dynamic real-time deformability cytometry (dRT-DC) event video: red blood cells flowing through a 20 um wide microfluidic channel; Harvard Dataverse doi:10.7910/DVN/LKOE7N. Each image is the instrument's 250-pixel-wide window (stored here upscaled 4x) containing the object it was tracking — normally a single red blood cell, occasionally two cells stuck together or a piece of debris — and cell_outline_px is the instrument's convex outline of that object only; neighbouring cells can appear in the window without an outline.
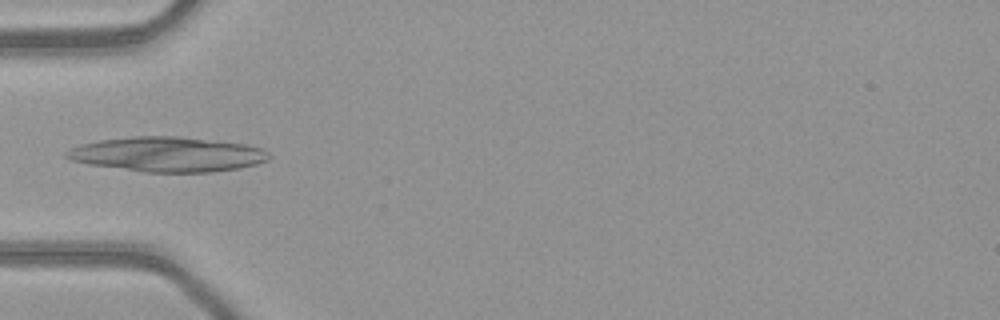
{"species": "common noctule bat (a hibernating species)", "species_latin": "Nyctalus noctula", "temperature_condition": "warm", "stored_images_in_passage": 6, "camera_frame_rate_fps": 3000, "um_per_image_px": 0.085, "animal": {"sex": "female", "body_mass_g": 21.9}, "frame": {"image": 1, "passage_image": 1, "time_ms": 0.0, "image_size_px": [1000, 320], "cell_outline_px": [[272, 156], [268, 160], [256, 164], [240, 168], [212, 172], [144, 172], [88, 164], [72, 160], [64, 156], [64, 152], [68, 148], [80, 144], [100, 140], [132, 136], [176, 136], [244, 144], [260, 148], [268, 152]], "centroid_in_image_um": [14.2, 13.12], "position_along_channel_um": 70.8, "area_um2": 41.1}}
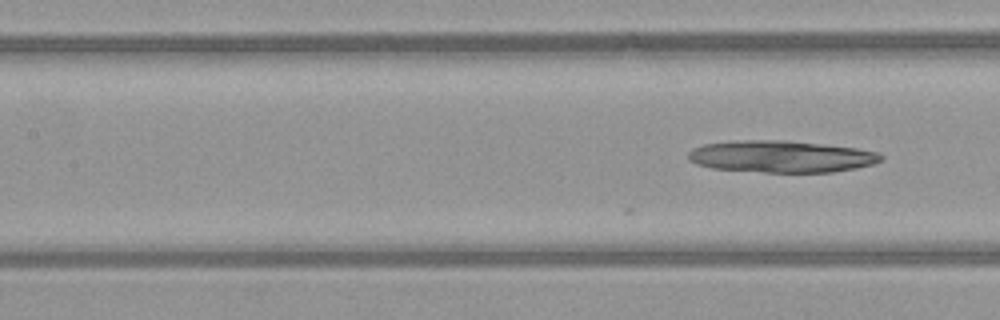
{"frame": {"image": 2, "passage_image": 6, "time_ms": 1.667, "image_size_px": [1000, 320], "cell_outline_px": [[884, 160], [872, 164], [856, 168], [832, 172], [764, 172], [712, 168], [696, 164], [688, 160], [688, 152], [692, 148], [704, 144], [736, 140], [784, 140], [856, 148], [880, 152], [884, 156]], "centroid_in_image_um": [66.4, 13.3], "position_along_channel_um": 141.0, "area_um2": 35.89}}